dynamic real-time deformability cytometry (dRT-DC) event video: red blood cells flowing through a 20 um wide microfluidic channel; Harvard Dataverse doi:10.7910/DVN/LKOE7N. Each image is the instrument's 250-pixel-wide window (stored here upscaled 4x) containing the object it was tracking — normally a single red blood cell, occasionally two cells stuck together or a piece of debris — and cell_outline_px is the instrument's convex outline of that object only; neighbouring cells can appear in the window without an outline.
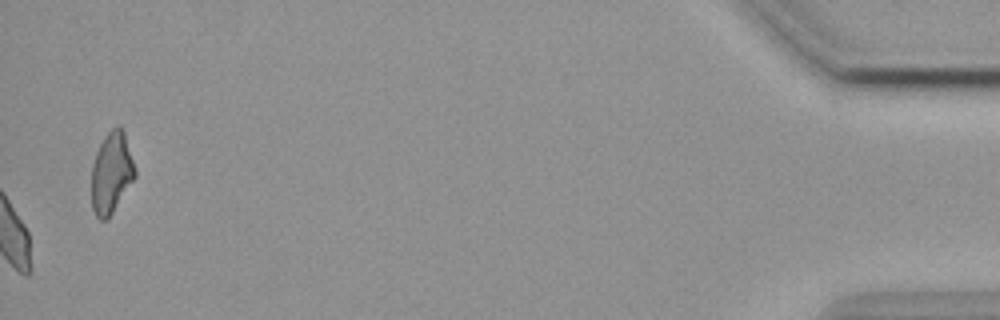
{"species": "common noctule bat (a hibernating species)", "species_latin": "Nyctalus noctula", "temperature_condition": "cold", "stored_images_in_passage": 58, "camera_frame_rate_fps": 3000, "um_per_image_px": 0.085, "animal": {"sex": "female", "body_mass_g": 19.9}, "frame": {"image": 1, "passage_image": 58, "time_ms": 19.0, "image_size_px": [1000, 320], "cell_outline_px": [[136, 176], [112, 212], [104, 220], [100, 220], [96, 216], [92, 208], [92, 164], [96, 152], [104, 136], [116, 124], [120, 124], [124, 128], [136, 172]], "centroid_in_image_um": [9.48, 14.62], "position_along_channel_um": 425.7, "area_um2": 20.52}, "authors_computed_cell_mechanics": {"area_um2": 18.9584, "velocity_mm_per_s": 3.5593, "shape_relaxation_time_tau1_ms": null, "shape_relaxation_time_tau2_ms": 2.6346, "deformation_change_tau1": null, "deformation_change_tau2": 0.078}}